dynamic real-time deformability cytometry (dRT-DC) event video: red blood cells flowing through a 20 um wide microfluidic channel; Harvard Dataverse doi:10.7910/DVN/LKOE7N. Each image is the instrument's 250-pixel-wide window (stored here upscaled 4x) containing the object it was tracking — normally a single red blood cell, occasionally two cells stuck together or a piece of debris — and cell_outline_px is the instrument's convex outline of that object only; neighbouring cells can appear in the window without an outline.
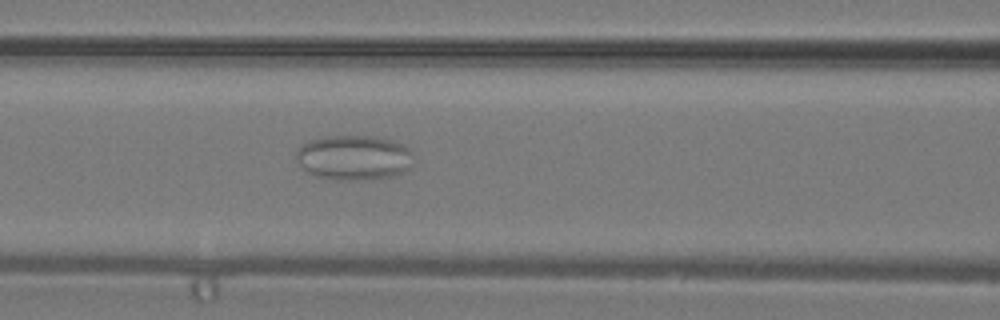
{"species": "common noctule bat (a hibernating species)", "species_latin": "Nyctalus noctula", "temperature_condition": "warm", "stored_images_in_passage": 37, "camera_frame_rate_fps": 3000, "um_per_image_px": 0.085, "animal": {"sex": "male", "body_mass_g": 19.2, "forearm_length_mm": 51.8}, "frame": {"image": 1, "passage_image": 16, "time_ms": 5.0, "image_size_px": [1000, 320], "cell_outline_px": [[412, 152], [408, 168], [404, 172], [392, 176], [360, 180], [336, 180], [316, 176], [300, 168], [296, 164], [296, 152], [300, 144], [324, 136], [372, 136], [392, 140], [408, 148]], "centroid_in_image_um": [30.0, 13.4], "position_along_channel_um": 136.6, "area_um2": 30.75}}
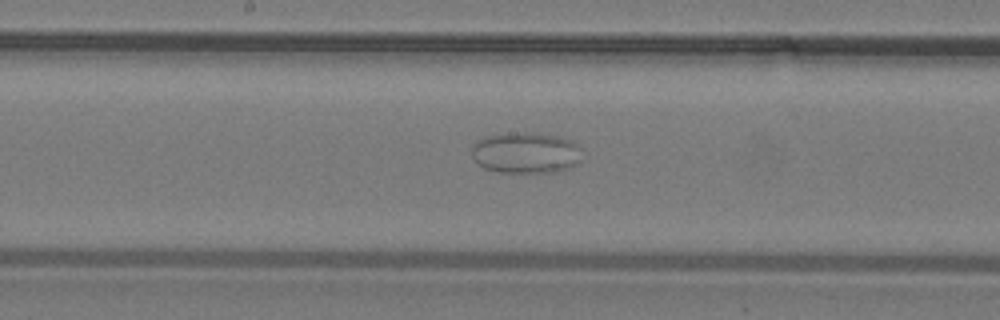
{"frame": {"image": 2, "passage_image": 20, "time_ms": 6.333, "image_size_px": [1000, 320], "cell_outline_px": [[580, 148], [576, 164], [572, 168], [556, 172], [500, 172], [484, 168], [472, 156], [472, 144], [476, 140], [484, 136], [508, 132], [512, 132], [560, 136], [572, 140]], "centroid_in_image_um": [44.66, 12.98], "position_along_channel_um": 203.5, "area_um2": 26.36}}
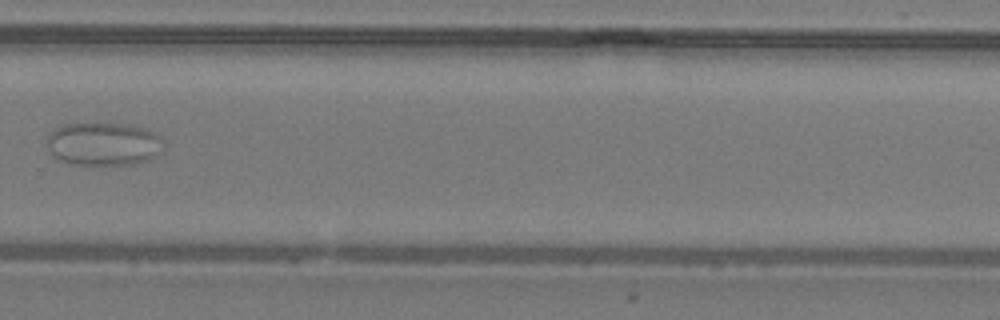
{"frame": {"image": 3, "passage_image": 27, "time_ms": 8.667, "image_size_px": [1000, 320], "cell_outline_px": [[164, 144], [160, 152], [156, 156], [148, 160], [132, 164], [72, 164], [60, 160], [52, 156], [44, 144], [48, 136], [56, 128], [64, 124], [124, 124], [144, 128], [152, 132]], "centroid_in_image_um": [8.74, 12.25], "position_along_channel_um": 321.1, "area_um2": 29.13}}